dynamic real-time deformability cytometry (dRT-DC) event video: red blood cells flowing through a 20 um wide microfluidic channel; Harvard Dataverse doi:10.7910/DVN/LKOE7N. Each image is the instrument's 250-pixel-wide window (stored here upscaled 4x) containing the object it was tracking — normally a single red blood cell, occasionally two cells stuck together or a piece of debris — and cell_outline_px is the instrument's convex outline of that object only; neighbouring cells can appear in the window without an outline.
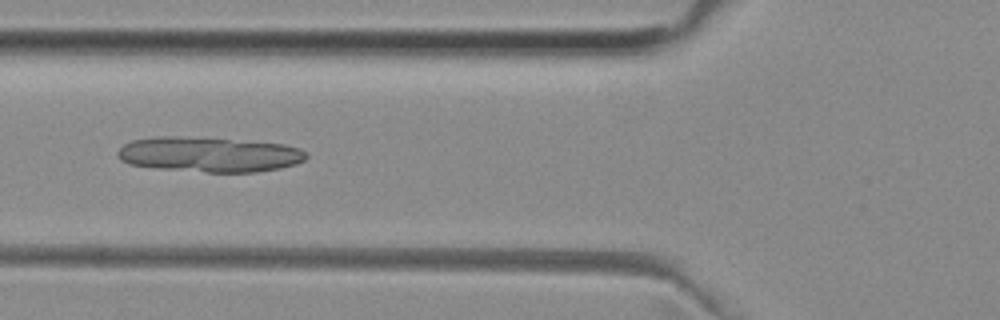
{"species": "common noctule bat (a hibernating species)", "species_latin": "Nyctalus noctula", "temperature_condition": "room temperature", "stored_images_in_passage": 38, "camera_frame_rate_fps": 3000, "um_per_image_px": 0.085, "animal": {"sex": "female", "body_mass_g": 29.2, "forearm_length_mm": 56.3}, "frame": {"image": 1, "passage_image": 11, "time_ms": 3.333, "image_size_px": [1000, 320], "cell_outline_px": [[308, 156], [304, 160], [296, 164], [280, 168], [256, 172], [208, 172], [156, 168], [128, 164], [120, 160], [116, 156], [116, 152], [124, 144], [132, 140], [152, 136], [176, 136], [284, 144], [300, 148]], "centroid_in_image_um": [17.72, 13.13], "position_along_channel_um": 108.1, "area_um2": 38.44}}
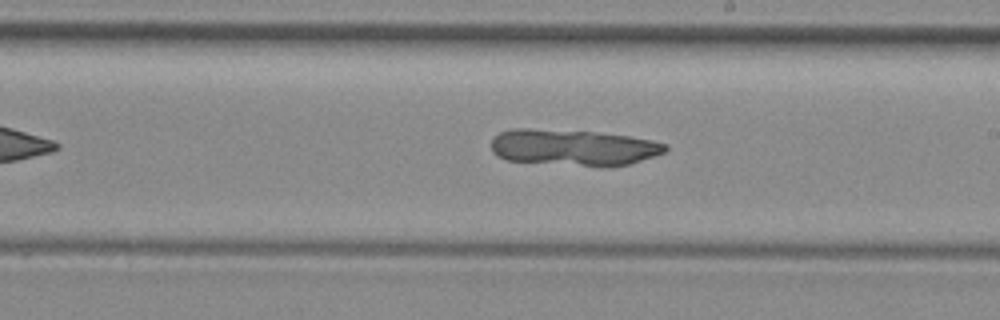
{"frame": {"image": 2, "passage_image": 21, "time_ms": 6.667, "image_size_px": [1000, 320], "cell_outline_px": [[668, 148], [664, 152], [628, 164], [608, 168], [600, 168], [508, 160], [496, 156], [492, 152], [492, 140], [500, 132], [512, 128], [532, 128], [592, 132], [628, 136], [652, 140], [668, 144]], "centroid_in_image_um": [48.72, 12.55], "position_along_channel_um": 240.3, "area_um2": 37.11}}
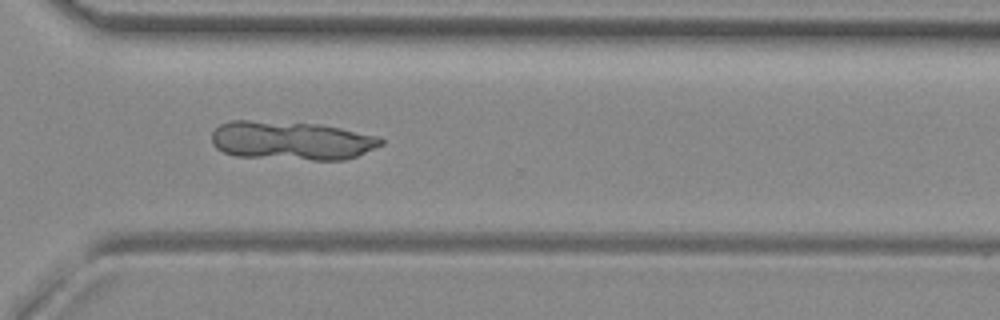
{"frame": {"image": 3, "passage_image": 29, "time_ms": 9.333, "image_size_px": [1000, 320], "cell_outline_px": [[384, 144], [356, 156], [344, 160], [312, 160], [236, 156], [224, 152], [216, 148], [212, 144], [212, 132], [220, 124], [232, 120], [248, 120], [320, 124], [380, 136], [384, 140]], "centroid_in_image_um": [24.78, 11.95], "position_along_channel_um": 345.8, "area_um2": 38.38}}